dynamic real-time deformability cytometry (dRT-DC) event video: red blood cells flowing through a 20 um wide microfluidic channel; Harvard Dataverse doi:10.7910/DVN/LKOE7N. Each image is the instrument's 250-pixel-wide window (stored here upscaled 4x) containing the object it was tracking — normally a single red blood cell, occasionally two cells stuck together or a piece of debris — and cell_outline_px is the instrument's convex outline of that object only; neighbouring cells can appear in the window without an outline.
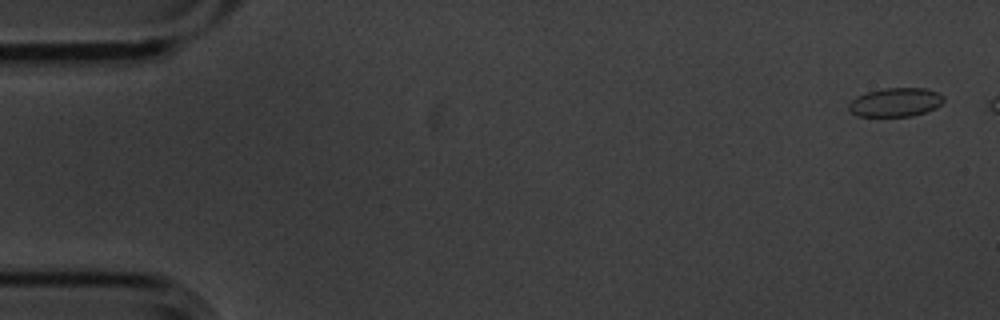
{"species": "common noctule bat (a hibernating species)", "species_latin": "Nyctalus noctula", "temperature_condition": "cold", "stored_images_in_passage": 6, "camera_frame_rate_fps": 3000, "um_per_image_px": 0.085, "animal": {"sex": "male", "body_mass_g": 20.1, "forearm_length_mm": 53.5}, "frame": {"image": 1, "passage_image": 1, "time_ms": 0.0, "image_size_px": [1000, 320], "cell_outline_px": [[944, 100], [936, 108], [912, 116], [856, 116], [848, 108], [848, 104], [856, 96], [868, 92], [884, 88], [924, 88], [936, 92], [944, 96]], "centroid_in_image_um": [76.11, 8.69], "position_along_channel_um": 8.9, "area_um2": 15.84}}